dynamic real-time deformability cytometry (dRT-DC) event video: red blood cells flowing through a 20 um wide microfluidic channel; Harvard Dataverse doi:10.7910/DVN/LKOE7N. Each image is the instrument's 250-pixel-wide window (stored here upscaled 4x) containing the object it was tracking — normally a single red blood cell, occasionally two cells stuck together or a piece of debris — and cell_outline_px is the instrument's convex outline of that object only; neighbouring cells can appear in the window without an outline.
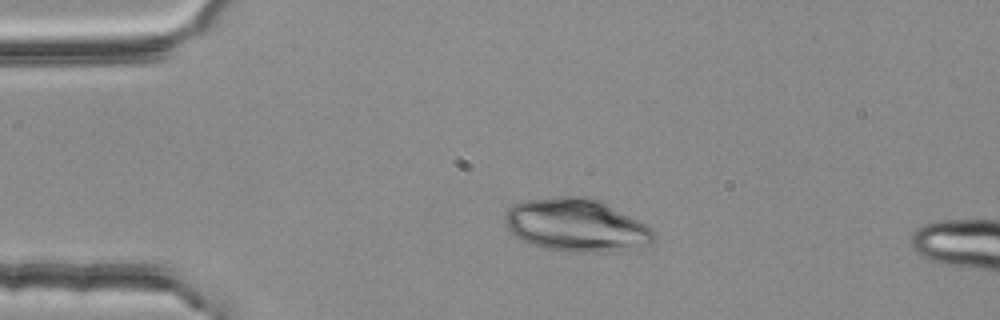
{"species": "common noctule bat (a hibernating species)", "species_latin": "Nyctalus noctula", "temperature_condition": "room temperature", "stored_images_in_passage": 4, "camera_frame_rate_fps": 3000, "um_per_image_px": 0.085, "animal": {"sex": "female", "body_mass_g": 25.1}, "frame": {"image": 1, "passage_image": 2, "time_ms": 0.333, "image_size_px": [1000, 320], "cell_outline_px": [[656, 240], [652, 244], [640, 248], [608, 252], [572, 252], [544, 248], [532, 244], [516, 236], [508, 228], [504, 216], [508, 208], [512, 204], [524, 200], [560, 196], [592, 196], [600, 200], [652, 228], [656, 232]], "centroid_in_image_um": [49.03, 19.14], "position_along_channel_um": 36.0, "area_um2": 46.24}}